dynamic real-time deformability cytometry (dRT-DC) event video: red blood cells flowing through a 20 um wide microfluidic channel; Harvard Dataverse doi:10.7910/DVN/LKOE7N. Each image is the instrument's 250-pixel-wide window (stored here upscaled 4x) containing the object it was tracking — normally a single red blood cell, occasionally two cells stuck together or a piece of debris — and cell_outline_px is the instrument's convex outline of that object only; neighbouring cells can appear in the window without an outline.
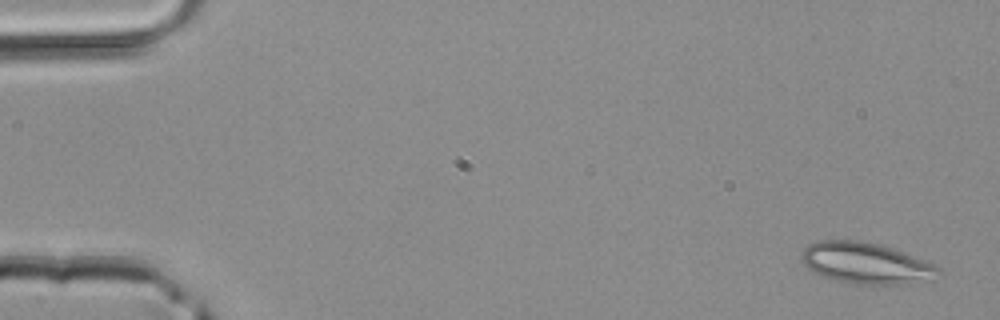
{"species": "common noctule bat (a hibernating species)", "species_latin": "Nyctalus noctula", "temperature_condition": "room temperature", "stored_images_in_passage": 4, "camera_frame_rate_fps": 3000, "um_per_image_px": 0.085, "animal": {"sex": "male", "body_mass_g": 20.4}, "frame": {"image": 1, "passage_image": 1, "time_ms": 0.0, "image_size_px": [1000, 320], "cell_outline_px": [[940, 272], [908, 284], [856, 284], [836, 280], [824, 276], [808, 268], [804, 264], [800, 256], [800, 252], [808, 244], [816, 240], [860, 240], [876, 244], [904, 252], [936, 264], [940, 268]], "centroid_in_image_um": [73.53, 22.34], "position_along_channel_um": 11.5, "area_um2": 32.37}}